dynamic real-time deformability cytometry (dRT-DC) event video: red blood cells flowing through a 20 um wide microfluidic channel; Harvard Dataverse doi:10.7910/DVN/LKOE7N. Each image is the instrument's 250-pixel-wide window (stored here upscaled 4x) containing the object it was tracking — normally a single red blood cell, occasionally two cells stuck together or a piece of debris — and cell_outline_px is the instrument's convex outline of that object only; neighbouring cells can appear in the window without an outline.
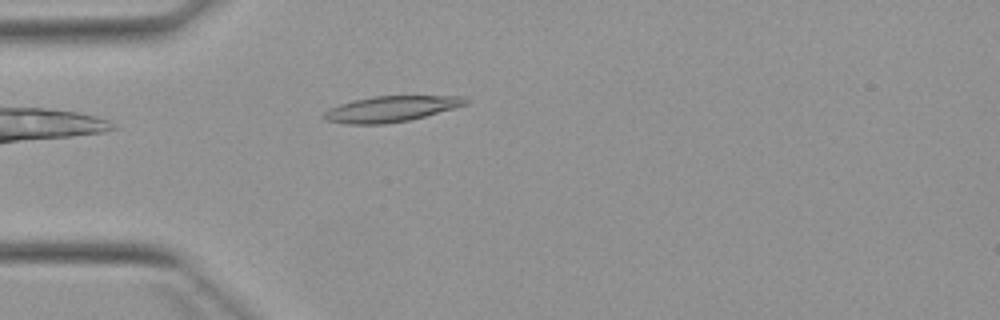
{"species": "Egyptian fruit bat (a non-hibernating species)", "species_latin": "Rousettus aegyptiacus", "temperature_condition": "warm", "stored_images_in_passage": 1, "camera_frame_rate_fps": 3000, "um_per_image_px": 0.085, "animal": {"sex": "female"}, "frame": {"image": 1, "passage_image": 1, "time_ms": 0.0, "image_size_px": [1000, 320], "cell_outline_px": [[468, 104], [412, 120], [384, 124], [348, 124], [328, 120], [324, 116], [324, 112], [328, 108], [352, 100], [372, 96], [464, 96], [468, 100]], "centroid_in_image_um": [33.26, 9.25], "position_along_channel_um": 51.7, "area_um2": 21.27}}